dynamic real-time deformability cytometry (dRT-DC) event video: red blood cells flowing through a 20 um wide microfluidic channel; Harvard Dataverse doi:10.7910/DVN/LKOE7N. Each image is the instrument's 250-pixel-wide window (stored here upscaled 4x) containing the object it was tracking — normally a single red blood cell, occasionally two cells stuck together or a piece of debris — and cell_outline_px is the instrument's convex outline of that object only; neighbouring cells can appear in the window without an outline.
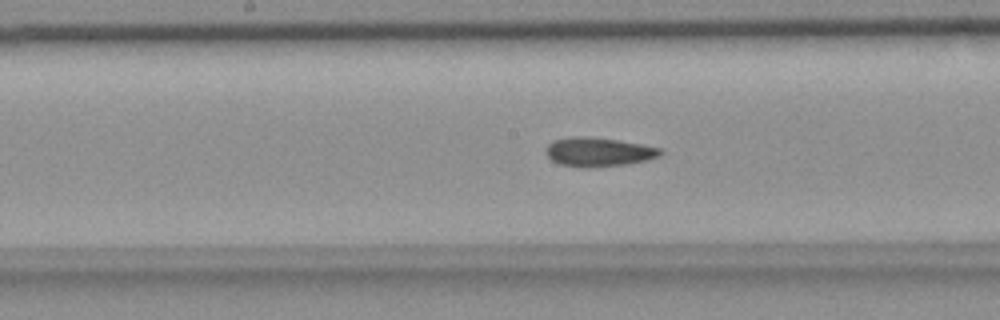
{"species": "common noctule bat (a hibernating species)", "species_latin": "Nyctalus noctula", "temperature_condition": "room temperature", "stored_images_in_passage": 53, "camera_frame_rate_fps": 3000, "um_per_image_px": 0.085, "animal": {"sex": "female", "body_mass_g": 18.4}, "frame": {"image": 1, "passage_image": 25, "time_ms": 8.0, "image_size_px": [1000, 320], "cell_outline_px": [[664, 152], [660, 156], [628, 164], [592, 168], [580, 168], [560, 164], [552, 160], [544, 152], [544, 148], [552, 140], [572, 136], [584, 136], [616, 140], [640, 144], [660, 148]], "centroid_in_image_um": [50.82, 12.92], "position_along_channel_um": 197.4, "area_um2": 19.54}}
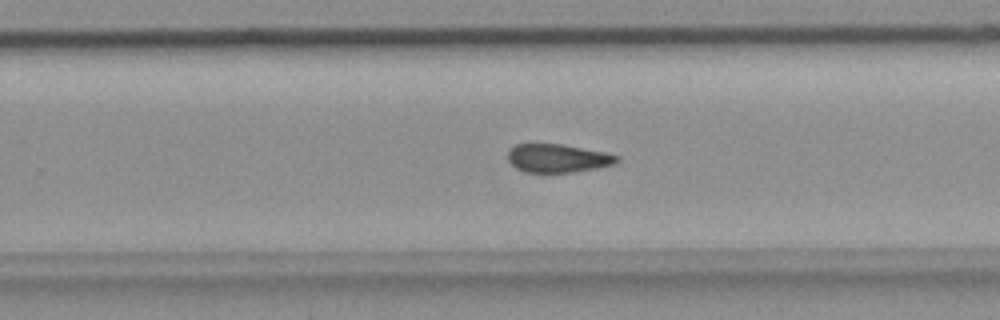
{"frame": {"image": 2, "passage_image": 32, "time_ms": 10.333, "image_size_px": [1000, 320], "cell_outline_px": [[620, 160], [616, 164], [596, 168], [572, 172], [524, 172], [516, 168], [508, 160], [508, 152], [516, 144], [564, 144], [604, 152], [620, 156]], "centroid_in_image_um": [47.44, 13.45], "position_along_channel_um": 282.4, "area_um2": 18.03}}
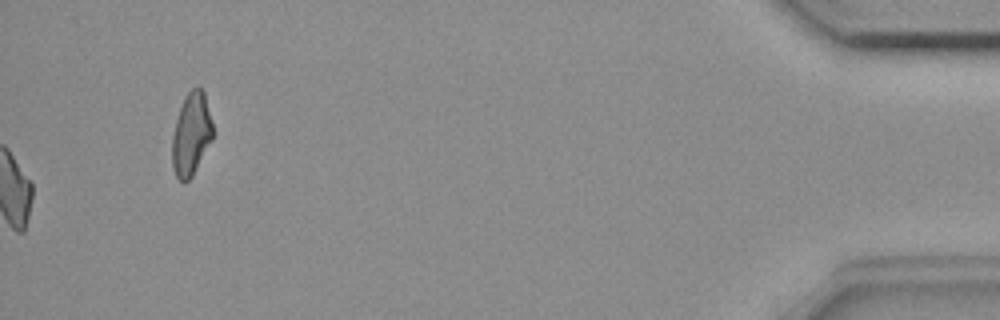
{"frame": {"image": 3, "passage_image": 53, "time_ms": 17.333, "image_size_px": [1000, 320], "cell_outline_px": [[212, 140], [192, 176], [184, 184], [176, 176], [172, 168], [172, 136], [176, 120], [184, 96], [192, 88], [200, 88], [204, 92], [212, 124]], "centroid_in_image_um": [16.23, 11.43], "position_along_channel_um": 419.0, "area_um2": 19.42}, "authors_computed_cell_mechanics": {"area_um2": 19.074, "velocity_mm_per_s": 3.6664, "shape_relaxation_time_tau1_ms": null, "shape_relaxation_time_tau2_ms": 6.6142, "deformation_change_tau1": null, "deformation_change_tau2": 0.1396}}